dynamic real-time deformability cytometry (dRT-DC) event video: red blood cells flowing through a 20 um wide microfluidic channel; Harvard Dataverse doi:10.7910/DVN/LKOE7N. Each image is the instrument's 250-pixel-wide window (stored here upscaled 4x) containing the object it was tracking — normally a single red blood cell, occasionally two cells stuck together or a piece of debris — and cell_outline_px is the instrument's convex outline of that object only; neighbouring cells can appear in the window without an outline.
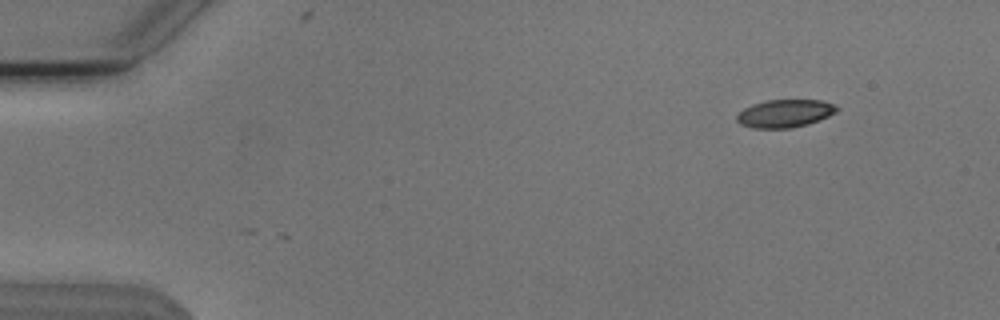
{"species": "Egyptian fruit bat (a non-hibernating species)", "species_latin": "Rousettus aegyptiacus", "temperature_condition": "cold", "stored_images_in_passage": 3, "camera_frame_rate_fps": 3000, "um_per_image_px": 0.085, "animal": {"sex": "male"}, "frame": {"image": 1, "passage_image": 1, "time_ms": 0.0, "image_size_px": [1000, 320], "cell_outline_px": [[840, 108], [836, 112], [828, 116], [808, 124], [792, 128], [752, 128], [740, 124], [736, 120], [736, 116], [744, 108], [752, 104], [768, 100], [824, 100], [836, 104]], "centroid_in_image_um": [66.74, 9.64], "position_along_channel_um": 18.3, "area_um2": 16.36}}